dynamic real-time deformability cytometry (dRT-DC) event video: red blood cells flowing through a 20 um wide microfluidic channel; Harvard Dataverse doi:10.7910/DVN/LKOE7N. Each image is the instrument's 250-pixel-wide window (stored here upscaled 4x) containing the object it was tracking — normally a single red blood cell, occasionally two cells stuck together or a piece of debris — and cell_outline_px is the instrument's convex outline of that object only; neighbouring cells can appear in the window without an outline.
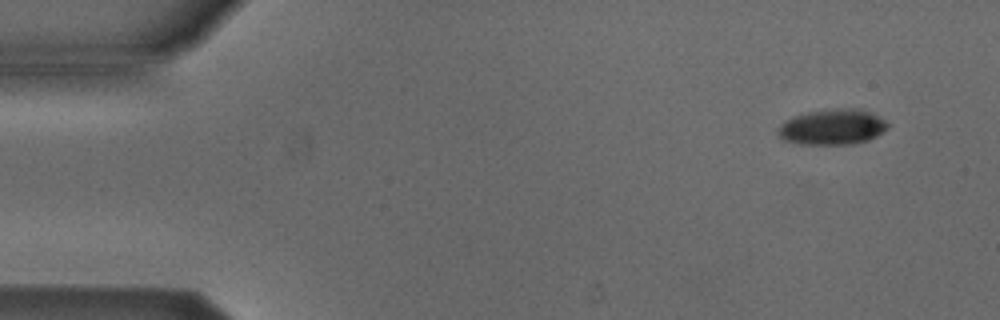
{"species": "Egyptian fruit bat (a non-hibernating species)", "species_latin": "Rousettus aegyptiacus", "temperature_condition": "cold", "stored_images_in_passage": 13, "camera_frame_rate_fps": 3000, "um_per_image_px": 0.085, "animal": {"sex": "male"}, "frame": {"image": 1, "passage_image": 4, "time_ms": 1.0, "image_size_px": [1000, 320], "cell_outline_px": [[888, 128], [876, 136], [868, 140], [852, 144], [800, 144], [784, 140], [776, 132], [776, 128], [784, 120], [808, 112], [852, 108], [868, 112], [884, 120], [888, 124]], "centroid_in_image_um": [70.71, 10.82], "position_along_channel_um": 14.3, "area_um2": 22.31}}